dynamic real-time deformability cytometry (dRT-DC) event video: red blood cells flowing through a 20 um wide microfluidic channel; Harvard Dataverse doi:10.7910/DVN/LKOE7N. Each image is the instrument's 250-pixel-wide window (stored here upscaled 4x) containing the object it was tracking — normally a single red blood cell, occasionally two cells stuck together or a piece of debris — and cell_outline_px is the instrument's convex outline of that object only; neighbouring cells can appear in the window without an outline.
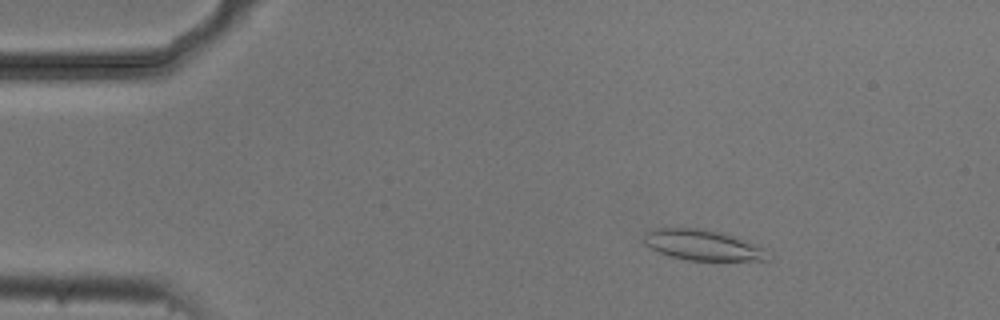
{"species": "common noctule bat (a hibernating species)", "species_latin": "Nyctalus noctula", "temperature_condition": "cold", "stored_images_in_passage": 54, "camera_frame_rate_fps": 3000, "um_per_image_px": 0.085, "animal": {"sex": "male", "body_mass_g": 20.5, "forearm_length_mm": 52.5}, "frame": {"image": 1, "passage_image": 8, "time_ms": 2.333, "image_size_px": [1000, 320], "cell_outline_px": [[772, 252], [768, 260], [684, 260], [660, 252], [644, 244], [644, 236], [648, 232], [656, 228], [700, 228], [720, 232], [736, 236], [764, 248]], "centroid_in_image_um": [59.79, 20.83], "position_along_channel_um": 25.2, "area_um2": 22.02}}
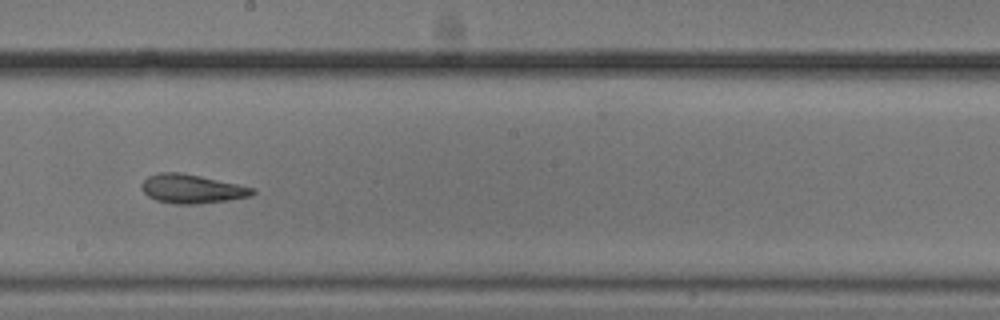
{"frame": {"image": 2, "passage_image": 30, "time_ms": 9.667, "image_size_px": [1000, 320], "cell_outline_px": [[256, 192], [252, 196], [228, 200], [196, 204], [176, 204], [156, 200], [148, 196], [140, 188], [140, 184], [148, 176], [160, 172], [180, 172], [200, 176], [256, 188]], "centroid_in_image_um": [16.31, 16.05], "position_along_channel_um": 231.9, "area_um2": 18.73}}
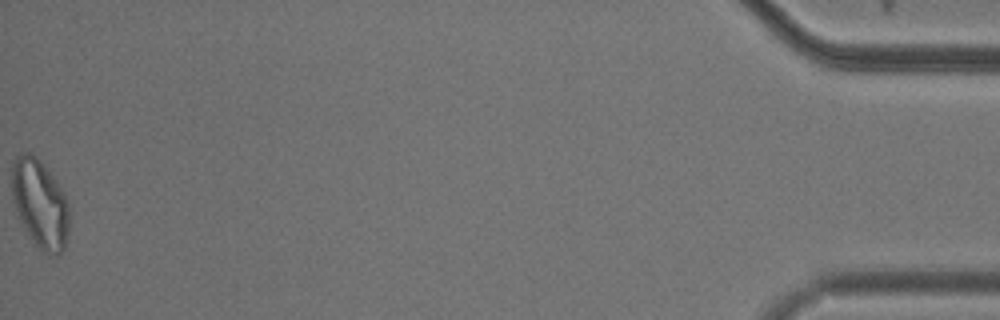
{"frame": {"image": 3, "passage_image": 54, "time_ms": 17.667, "image_size_px": [1000, 320], "cell_outline_px": [[68, 232], [64, 248], [56, 256], [52, 256], [44, 252], [36, 244], [20, 224], [12, 200], [12, 164], [16, 156], [20, 152], [28, 152], [40, 160], [48, 168], [64, 192], [68, 204]], "centroid_in_image_um": [3.38, 17.3], "position_along_channel_um": 431.8, "area_um2": 29.82}, "authors_computed_cell_mechanics": {"area_um2": 20.7502, "velocity_mm_per_s": 3.733, "shape_relaxation_time_tau1_ms": 4.7723, "shape_relaxation_time_tau2_ms": 3.0306, "deformation_change_tau1": 0.1388, "deformation_change_tau2": 0.1166}}